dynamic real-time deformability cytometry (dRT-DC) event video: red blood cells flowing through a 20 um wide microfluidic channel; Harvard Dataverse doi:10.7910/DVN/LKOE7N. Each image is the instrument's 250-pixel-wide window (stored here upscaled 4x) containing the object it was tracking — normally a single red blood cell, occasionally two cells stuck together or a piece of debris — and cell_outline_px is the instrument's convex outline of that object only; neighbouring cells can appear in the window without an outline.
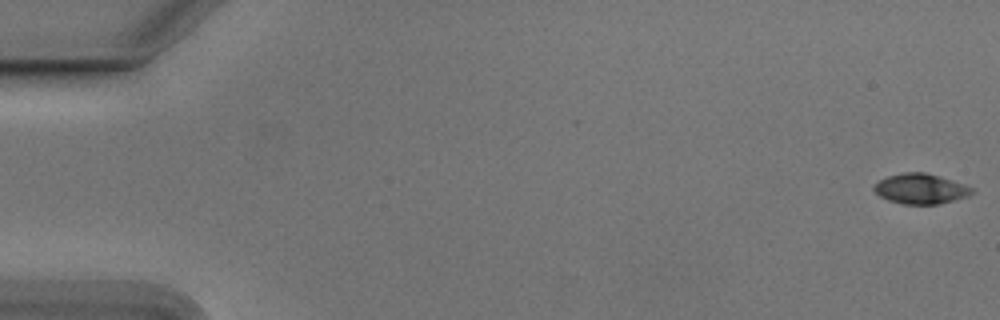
{"species": "Egyptian fruit bat (a non-hibernating species)", "species_latin": "Rousettus aegyptiacus", "temperature_condition": "cold", "stored_images_in_passage": 55, "camera_frame_rate_fps": 3000, "um_per_image_px": 0.085, "animal": {"sex": "male"}, "frame": {"image": 1, "passage_image": 1, "time_ms": 0.0, "image_size_px": [1000, 320], "cell_outline_px": [[976, 192], [968, 196], [936, 204], [904, 204], [888, 200], [880, 196], [872, 188], [880, 180], [888, 176], [904, 172], [924, 172], [940, 176], [976, 188]], "centroid_in_image_um": [78.29, 16.04], "position_along_channel_um": 6.7, "area_um2": 17.17}}
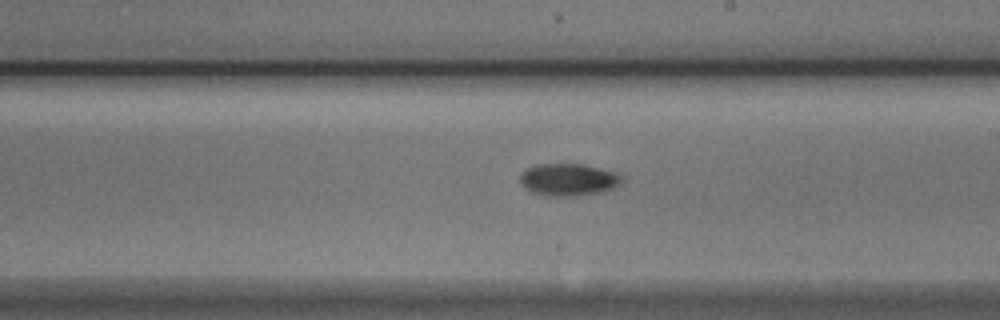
{"frame": {"image": 2, "passage_image": 32, "time_ms": 10.333, "image_size_px": [1000, 320], "cell_outline_px": [[624, 180], [620, 184], [612, 188], [600, 192], [580, 196], [544, 196], [532, 192], [524, 188], [520, 184], [520, 172], [536, 164], [580, 164], [612, 172], [624, 176]], "centroid_in_image_um": [48.27, 15.29], "position_along_channel_um": 240.7, "area_um2": 19.19}}
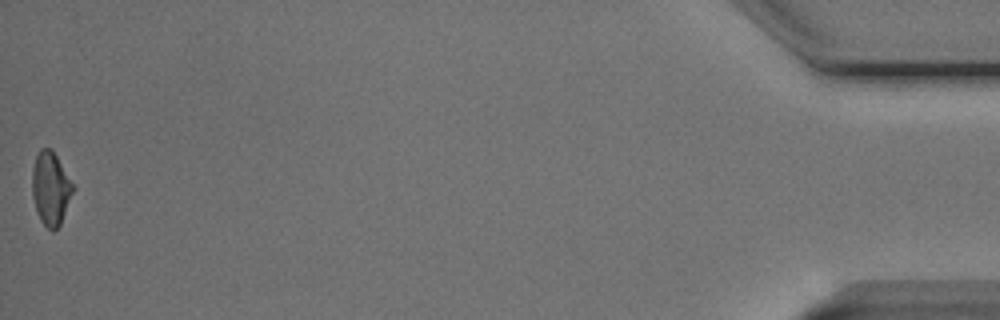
{"frame": {"image": 3, "passage_image": 55, "time_ms": 18.0, "image_size_px": [1000, 320], "cell_outline_px": [[76, 188], [60, 224], [52, 232], [40, 220], [36, 212], [32, 196], [32, 168], [36, 156], [40, 148], [52, 148]], "centroid_in_image_um": [4.31, 16.01], "position_along_channel_um": 430.9, "area_um2": 17.69}, "authors_computed_cell_mechanics": {"area_um2": 17.918, "velocity_mm_per_s": 3.7637, "shape_relaxation_time_tau1_ms": 3.7194, "shape_relaxation_time_tau2_ms": 9.1401, "deformation_change_tau1": 0.1426, "deformation_change_tau2": 0.1099}}